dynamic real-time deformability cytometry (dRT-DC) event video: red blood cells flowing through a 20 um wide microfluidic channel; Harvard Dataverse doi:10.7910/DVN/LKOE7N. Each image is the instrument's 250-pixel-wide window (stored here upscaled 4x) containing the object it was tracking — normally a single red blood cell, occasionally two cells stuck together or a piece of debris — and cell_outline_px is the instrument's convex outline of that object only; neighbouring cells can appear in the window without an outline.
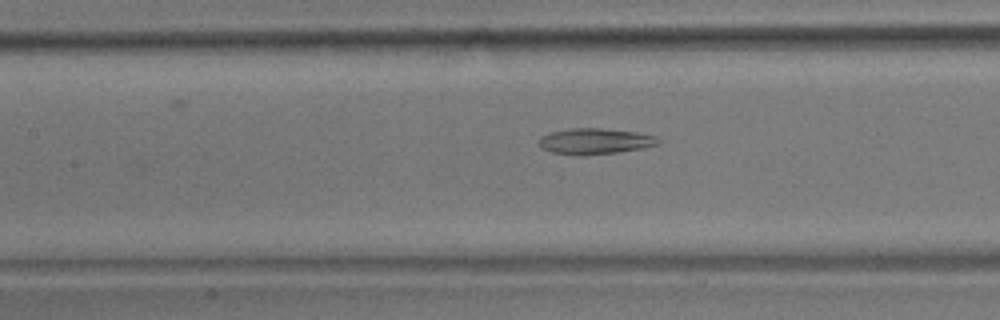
{"species": "common noctule bat (a hibernating species)", "species_latin": "Nyctalus noctula", "temperature_condition": "room temperature", "stored_images_in_passage": 43, "camera_frame_rate_fps": 3000, "um_per_image_px": 0.085, "animal": {"sex": "male", "body_mass_g": 17.9}, "frame": {"image": 1, "passage_image": 15, "time_ms": 4.667, "image_size_px": [1000, 320], "cell_outline_px": [[660, 144], [640, 148], [616, 152], [584, 156], [580, 156], [552, 152], [540, 148], [540, 136], [552, 132], [572, 128], [600, 128], [636, 132], [656, 136], [660, 140]], "centroid_in_image_um": [50.56, 12.01], "position_along_channel_um": 156.8, "area_um2": 17.92}}
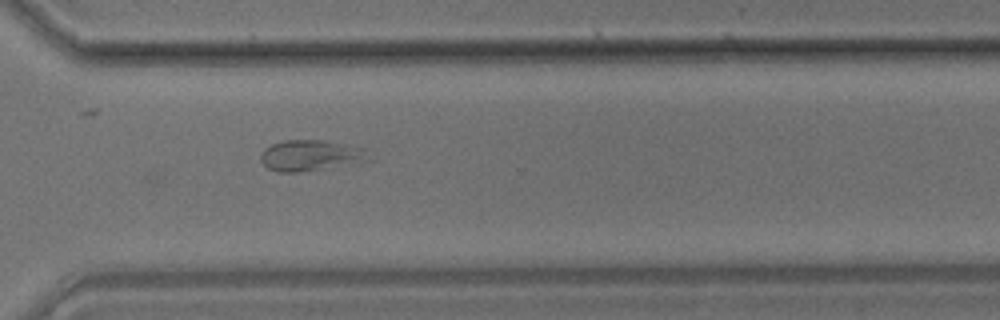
{"frame": {"image": 2, "passage_image": 31, "time_ms": 10.0, "image_size_px": [1000, 320], "cell_outline_px": [[376, 156], [368, 160], [296, 172], [280, 172], [268, 168], [260, 160], [260, 152], [264, 148], [272, 144], [284, 140], [324, 140], [368, 148]], "centroid_in_image_um": [26.45, 13.18], "position_along_channel_um": 344.2, "area_um2": 19.48}}
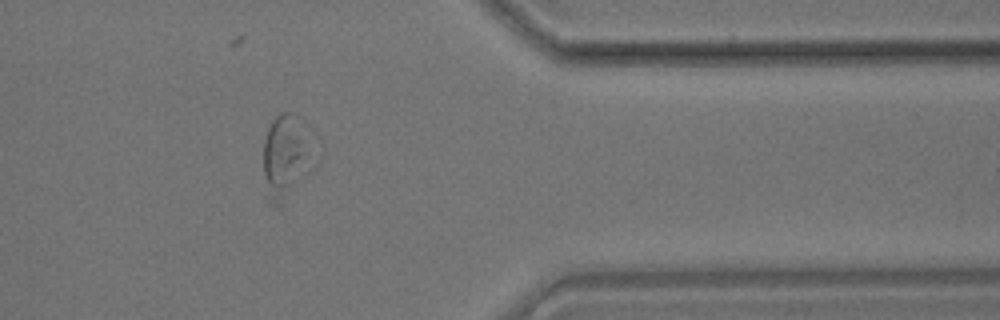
{"frame": {"image": 3, "passage_image": 36, "time_ms": 11.667, "image_size_px": [1000, 320], "cell_outline_px": [[312, 172], [280, 204], [276, 204], [268, 200], [264, 172], [264, 140], [268, 124], [280, 112], [292, 112]], "centroid_in_image_um": [24.14, 13.43], "position_along_channel_um": 387.3, "area_um2": 22.14}, "authors_computed_cell_mechanics": {"area_um2": 18.0914, "velocity_mm_per_s": 3.5277, "shape_relaxation_time_tau1_ms": null, "shape_relaxation_time_tau2_ms": 3.2585, "deformation_change_tau1": null, "deformation_change_tau2": 0.085}}